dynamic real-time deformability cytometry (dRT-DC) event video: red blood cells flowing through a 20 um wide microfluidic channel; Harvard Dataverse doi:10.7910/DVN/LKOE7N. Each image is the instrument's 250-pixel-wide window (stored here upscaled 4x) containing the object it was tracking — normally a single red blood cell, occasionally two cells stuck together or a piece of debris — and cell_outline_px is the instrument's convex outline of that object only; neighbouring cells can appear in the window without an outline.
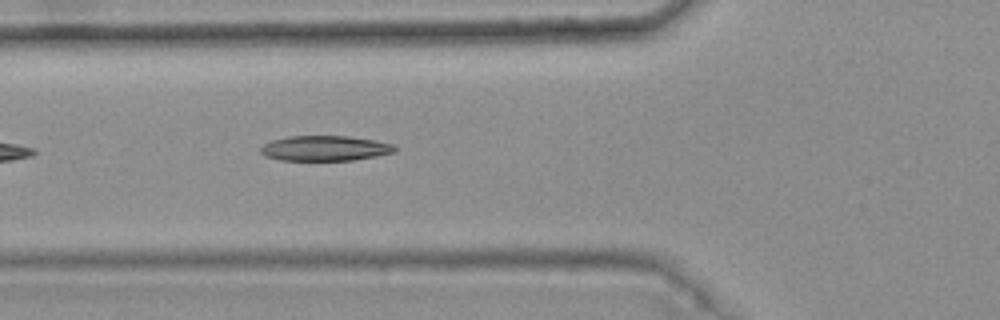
{"species": "common noctule bat (a hibernating species)", "species_latin": "Nyctalus noctula", "temperature_condition": "warm", "stored_images_in_passage": 5, "camera_frame_rate_fps": 3000, "um_per_image_px": 0.085, "animal": {"sex": "female", "body_mass_g": 25.1}, "frame": {"image": 1, "passage_image": 5, "time_ms": 1.333, "image_size_px": [1000, 320], "cell_outline_px": [[396, 152], [376, 156], [352, 160], [280, 160], [264, 156], [260, 152], [260, 148], [264, 144], [272, 140], [288, 136], [348, 136], [376, 140], [392, 144], [396, 148]], "centroid_in_image_um": [27.61, 12.6], "position_along_channel_um": 98.2, "area_um2": 19.71}}